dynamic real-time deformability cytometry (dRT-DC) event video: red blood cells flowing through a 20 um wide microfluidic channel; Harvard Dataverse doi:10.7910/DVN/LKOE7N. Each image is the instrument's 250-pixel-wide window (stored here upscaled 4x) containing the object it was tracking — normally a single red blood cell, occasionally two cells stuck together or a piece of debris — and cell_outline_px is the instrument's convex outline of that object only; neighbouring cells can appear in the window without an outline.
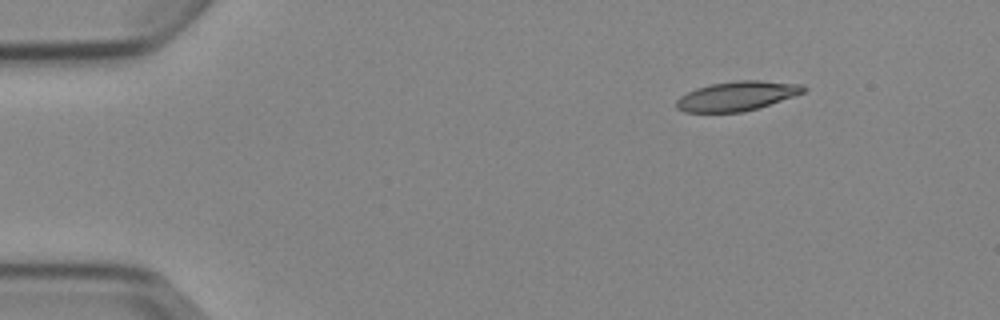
{"species": "Egyptian fruit bat (a non-hibernating species)", "species_latin": "Rousettus aegyptiacus", "temperature_condition": "cold", "stored_images_in_passage": 6, "segment_of_instrument_passage": [2, 2], "camera_frame_rate_fps": 3000, "um_per_image_px": 0.085, "animal": {"sex": "female"}, "frame": {"image": 1, "passage_image": 6, "time_ms": 6.0, "image_size_px": [1000, 320], "cell_outline_px": [[808, 88], [804, 92], [760, 108], [744, 112], [684, 112], [676, 108], [676, 100], [680, 96], [696, 88], [712, 84], [736, 80], [760, 80], [804, 84]], "centroid_in_image_um": [62.66, 8.16], "position_along_channel_um": 22.3, "area_um2": 21.96}}